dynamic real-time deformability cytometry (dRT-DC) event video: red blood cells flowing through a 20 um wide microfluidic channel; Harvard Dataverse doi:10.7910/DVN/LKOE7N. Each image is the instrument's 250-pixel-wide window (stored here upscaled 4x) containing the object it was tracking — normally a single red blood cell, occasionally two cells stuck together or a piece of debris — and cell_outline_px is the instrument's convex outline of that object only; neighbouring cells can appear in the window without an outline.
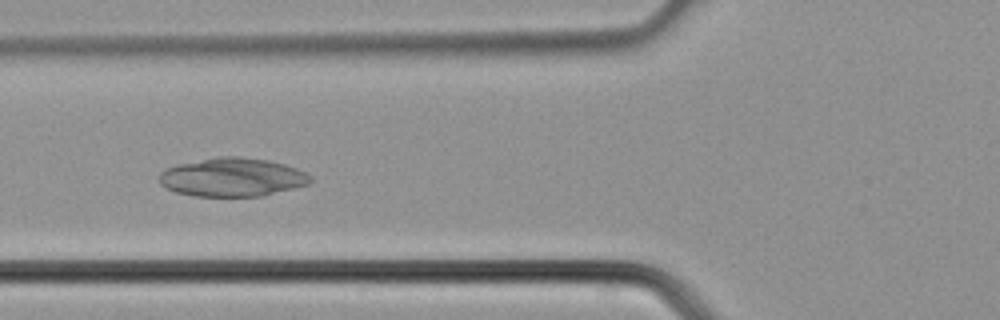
{"species": "common noctule bat (a hibernating species)", "species_latin": "Nyctalus noctula", "temperature_condition": "cold", "stored_images_in_passage": 12, "camera_frame_rate_fps": 3000, "um_per_image_px": 0.085, "animal": {"sex": "male", "body_mass_g": 21.5, "forearm_length_mm": 52.0}, "frame": {"image": 1, "passage_image": 4, "time_ms": 1.0, "image_size_px": [1000, 320], "cell_outline_px": [[312, 180], [308, 184], [260, 196], [196, 196], [176, 192], [160, 184], [160, 172], [168, 168], [180, 164], [216, 156], [240, 156], [268, 160], [284, 164], [308, 172], [312, 176]], "centroid_in_image_um": [19.78, 15.05], "position_along_channel_um": 106.0, "area_um2": 33.81}}
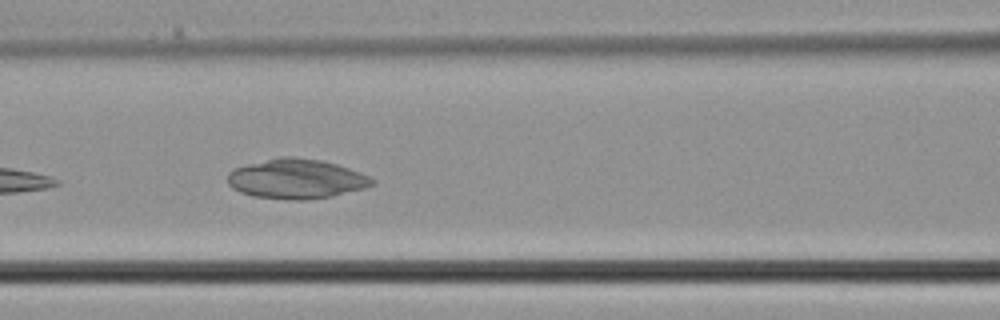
{"frame": {"image": 2, "passage_image": 6, "time_ms": 1.667, "image_size_px": [1000, 320], "cell_outline_px": [[376, 180], [372, 184], [364, 188], [332, 196], [308, 200], [288, 200], [252, 196], [240, 192], [232, 188], [228, 184], [228, 172], [236, 168], [248, 164], [280, 156], [296, 156], [320, 160], [336, 164], [360, 172]], "centroid_in_image_um": [25.17, 15.21], "position_along_channel_um": 141.4, "area_um2": 33.47}}